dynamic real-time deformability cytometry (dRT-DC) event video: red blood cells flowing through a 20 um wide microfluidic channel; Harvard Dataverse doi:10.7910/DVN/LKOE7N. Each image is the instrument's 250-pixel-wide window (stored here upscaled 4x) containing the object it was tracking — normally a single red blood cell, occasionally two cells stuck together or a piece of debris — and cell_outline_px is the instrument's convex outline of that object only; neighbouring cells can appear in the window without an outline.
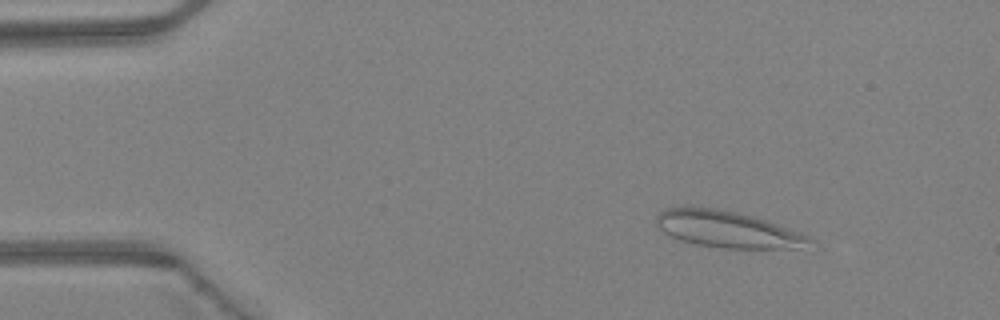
{"species": "Egyptian fruit bat (a non-hibernating species)", "species_latin": "Rousettus aegyptiacus", "temperature_condition": "warm", "stored_images_in_passage": 45, "camera_frame_rate_fps": 3000, "um_per_image_px": 0.085, "animal": {"sex": "female"}, "frame": {"image": 1, "passage_image": 6, "time_ms": 1.667, "image_size_px": [1000, 320], "cell_outline_px": [[816, 240], [796, 248], [724, 248], [696, 244], [680, 240], [664, 232], [656, 224], [656, 216], [660, 212], [668, 208], [716, 208], [736, 212], [752, 216], [800, 232]], "centroid_in_image_um": [61.82, 19.5], "position_along_channel_um": 23.2, "area_um2": 31.96}}
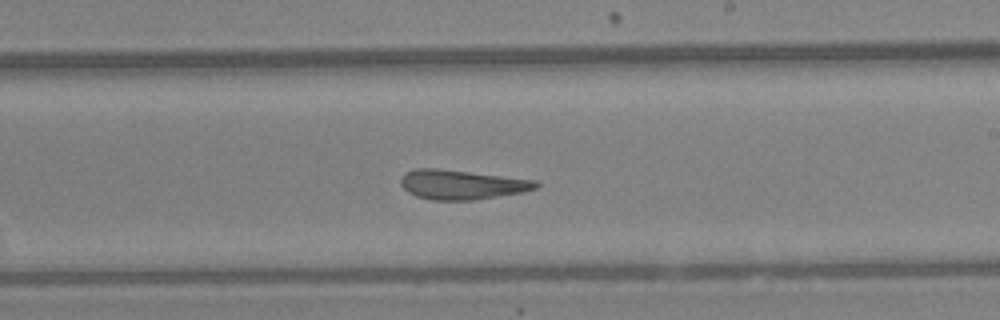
{"frame": {"image": 2, "passage_image": 27, "time_ms": 8.667, "image_size_px": [1000, 320], "cell_outline_px": [[540, 184], [536, 188], [520, 192], [472, 200], [432, 200], [416, 196], [408, 192], [400, 184], [400, 176], [404, 172], [412, 168], [436, 168], [536, 180]], "centroid_in_image_um": [39.16, 15.68], "position_along_channel_um": 249.8, "area_um2": 23.12}}
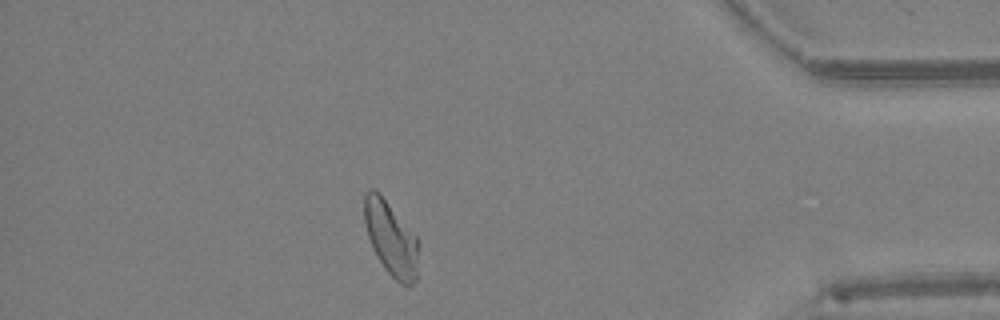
{"frame": {"image": 3, "passage_image": 40, "time_ms": 13.0, "image_size_px": [1000, 320], "cell_outline_px": [[420, 240], [416, 280], [408, 288], [400, 284], [384, 268], [376, 256], [372, 248], [364, 224], [364, 192], [368, 188], [376, 188], [380, 192]], "centroid_in_image_um": [33.24, 20.25], "position_along_channel_um": 402.0, "area_um2": 24.16}, "authors_computed_cell_mechanics": {"area_um2": 24.276, "velocity_mm_per_s": 4.4284, "shape_relaxation_time_tau1_ms": null, "shape_relaxation_time_tau2_ms": 1.1567, "deformation_change_tau1": null, "deformation_change_tau2": 0.0958}}